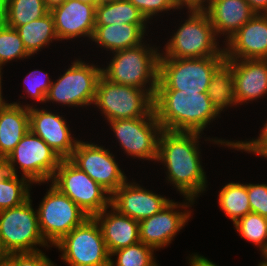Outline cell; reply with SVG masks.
I'll list each match as a JSON object with an SVG mask.
<instances>
[{
	"instance_id": "36",
	"label": "cell",
	"mask_w": 267,
	"mask_h": 266,
	"mask_svg": "<svg viewBox=\"0 0 267 266\" xmlns=\"http://www.w3.org/2000/svg\"><path fill=\"white\" fill-rule=\"evenodd\" d=\"M251 212L267 217V184H246Z\"/></svg>"
},
{
	"instance_id": "45",
	"label": "cell",
	"mask_w": 267,
	"mask_h": 266,
	"mask_svg": "<svg viewBox=\"0 0 267 266\" xmlns=\"http://www.w3.org/2000/svg\"><path fill=\"white\" fill-rule=\"evenodd\" d=\"M2 69L0 68V106H3L6 104V101L4 97L2 96Z\"/></svg>"
},
{
	"instance_id": "17",
	"label": "cell",
	"mask_w": 267,
	"mask_h": 266,
	"mask_svg": "<svg viewBox=\"0 0 267 266\" xmlns=\"http://www.w3.org/2000/svg\"><path fill=\"white\" fill-rule=\"evenodd\" d=\"M126 180L112 195L111 206L119 213L141 221L161 211L171 201L135 182Z\"/></svg>"
},
{
	"instance_id": "49",
	"label": "cell",
	"mask_w": 267,
	"mask_h": 266,
	"mask_svg": "<svg viewBox=\"0 0 267 266\" xmlns=\"http://www.w3.org/2000/svg\"><path fill=\"white\" fill-rule=\"evenodd\" d=\"M10 0H0V9H2Z\"/></svg>"
},
{
	"instance_id": "47",
	"label": "cell",
	"mask_w": 267,
	"mask_h": 266,
	"mask_svg": "<svg viewBox=\"0 0 267 266\" xmlns=\"http://www.w3.org/2000/svg\"><path fill=\"white\" fill-rule=\"evenodd\" d=\"M264 256V261H261L258 266H267V253H262Z\"/></svg>"
},
{
	"instance_id": "15",
	"label": "cell",
	"mask_w": 267,
	"mask_h": 266,
	"mask_svg": "<svg viewBox=\"0 0 267 266\" xmlns=\"http://www.w3.org/2000/svg\"><path fill=\"white\" fill-rule=\"evenodd\" d=\"M191 205H194V200L186 197L182 204L172 200L157 214L139 221L140 242L155 250L169 245L191 217V211L186 210ZM181 207L184 212L176 211Z\"/></svg>"
},
{
	"instance_id": "27",
	"label": "cell",
	"mask_w": 267,
	"mask_h": 266,
	"mask_svg": "<svg viewBox=\"0 0 267 266\" xmlns=\"http://www.w3.org/2000/svg\"><path fill=\"white\" fill-rule=\"evenodd\" d=\"M44 0H10L0 9V20L8 27L16 29L48 14Z\"/></svg>"
},
{
	"instance_id": "33",
	"label": "cell",
	"mask_w": 267,
	"mask_h": 266,
	"mask_svg": "<svg viewBox=\"0 0 267 266\" xmlns=\"http://www.w3.org/2000/svg\"><path fill=\"white\" fill-rule=\"evenodd\" d=\"M31 183L23 176L12 181H0V211L19 206L27 201L31 197Z\"/></svg>"
},
{
	"instance_id": "43",
	"label": "cell",
	"mask_w": 267,
	"mask_h": 266,
	"mask_svg": "<svg viewBox=\"0 0 267 266\" xmlns=\"http://www.w3.org/2000/svg\"><path fill=\"white\" fill-rule=\"evenodd\" d=\"M66 0H44L46 7L51 10L52 8L62 5Z\"/></svg>"
},
{
	"instance_id": "32",
	"label": "cell",
	"mask_w": 267,
	"mask_h": 266,
	"mask_svg": "<svg viewBox=\"0 0 267 266\" xmlns=\"http://www.w3.org/2000/svg\"><path fill=\"white\" fill-rule=\"evenodd\" d=\"M31 55L25 49L18 31L0 20V68L14 59H26Z\"/></svg>"
},
{
	"instance_id": "46",
	"label": "cell",
	"mask_w": 267,
	"mask_h": 266,
	"mask_svg": "<svg viewBox=\"0 0 267 266\" xmlns=\"http://www.w3.org/2000/svg\"><path fill=\"white\" fill-rule=\"evenodd\" d=\"M114 1L116 0H95V5L100 6V5L108 4Z\"/></svg>"
},
{
	"instance_id": "10",
	"label": "cell",
	"mask_w": 267,
	"mask_h": 266,
	"mask_svg": "<svg viewBox=\"0 0 267 266\" xmlns=\"http://www.w3.org/2000/svg\"><path fill=\"white\" fill-rule=\"evenodd\" d=\"M71 64L63 75L52 81L45 103L55 102L69 107H87L94 103L102 68L93 63L86 64L79 58Z\"/></svg>"
},
{
	"instance_id": "25",
	"label": "cell",
	"mask_w": 267,
	"mask_h": 266,
	"mask_svg": "<svg viewBox=\"0 0 267 266\" xmlns=\"http://www.w3.org/2000/svg\"><path fill=\"white\" fill-rule=\"evenodd\" d=\"M27 52L32 56L41 51L44 47L56 39L58 36L52 14L49 12L40 19L31 21L16 28Z\"/></svg>"
},
{
	"instance_id": "34",
	"label": "cell",
	"mask_w": 267,
	"mask_h": 266,
	"mask_svg": "<svg viewBox=\"0 0 267 266\" xmlns=\"http://www.w3.org/2000/svg\"><path fill=\"white\" fill-rule=\"evenodd\" d=\"M46 77V78H44ZM25 93H28V97L35 99L37 102L45 103V97L52 84L51 78L47 73L41 70H34L29 72L23 80Z\"/></svg>"
},
{
	"instance_id": "2",
	"label": "cell",
	"mask_w": 267,
	"mask_h": 266,
	"mask_svg": "<svg viewBox=\"0 0 267 266\" xmlns=\"http://www.w3.org/2000/svg\"><path fill=\"white\" fill-rule=\"evenodd\" d=\"M153 110L162 130L201 133L219 117L207 92L156 90Z\"/></svg>"
},
{
	"instance_id": "7",
	"label": "cell",
	"mask_w": 267,
	"mask_h": 266,
	"mask_svg": "<svg viewBox=\"0 0 267 266\" xmlns=\"http://www.w3.org/2000/svg\"><path fill=\"white\" fill-rule=\"evenodd\" d=\"M0 241L8 254L37 252L50 247L39 227L31 197L19 206L0 211Z\"/></svg>"
},
{
	"instance_id": "16",
	"label": "cell",
	"mask_w": 267,
	"mask_h": 266,
	"mask_svg": "<svg viewBox=\"0 0 267 266\" xmlns=\"http://www.w3.org/2000/svg\"><path fill=\"white\" fill-rule=\"evenodd\" d=\"M29 108V129L52 148L61 159H69L79 140L72 137L63 116L47 109Z\"/></svg>"
},
{
	"instance_id": "8",
	"label": "cell",
	"mask_w": 267,
	"mask_h": 266,
	"mask_svg": "<svg viewBox=\"0 0 267 266\" xmlns=\"http://www.w3.org/2000/svg\"><path fill=\"white\" fill-rule=\"evenodd\" d=\"M50 182L89 217L111 206V194L69 159L61 160Z\"/></svg>"
},
{
	"instance_id": "30",
	"label": "cell",
	"mask_w": 267,
	"mask_h": 266,
	"mask_svg": "<svg viewBox=\"0 0 267 266\" xmlns=\"http://www.w3.org/2000/svg\"><path fill=\"white\" fill-rule=\"evenodd\" d=\"M239 235L261 249V253H267V217L249 212L235 224Z\"/></svg>"
},
{
	"instance_id": "1",
	"label": "cell",
	"mask_w": 267,
	"mask_h": 266,
	"mask_svg": "<svg viewBox=\"0 0 267 266\" xmlns=\"http://www.w3.org/2000/svg\"><path fill=\"white\" fill-rule=\"evenodd\" d=\"M200 136L197 132L162 130L156 160L167 169V182L174 184L184 198L194 201L206 191L208 182L200 161Z\"/></svg>"
},
{
	"instance_id": "31",
	"label": "cell",
	"mask_w": 267,
	"mask_h": 266,
	"mask_svg": "<svg viewBox=\"0 0 267 266\" xmlns=\"http://www.w3.org/2000/svg\"><path fill=\"white\" fill-rule=\"evenodd\" d=\"M154 250L153 247L138 242L114 251L110 258L115 255L118 257L116 261L110 259V266H158L153 256Z\"/></svg>"
},
{
	"instance_id": "26",
	"label": "cell",
	"mask_w": 267,
	"mask_h": 266,
	"mask_svg": "<svg viewBox=\"0 0 267 266\" xmlns=\"http://www.w3.org/2000/svg\"><path fill=\"white\" fill-rule=\"evenodd\" d=\"M207 95L219 114L236 106L232 65L225 59L213 72Z\"/></svg>"
},
{
	"instance_id": "22",
	"label": "cell",
	"mask_w": 267,
	"mask_h": 266,
	"mask_svg": "<svg viewBox=\"0 0 267 266\" xmlns=\"http://www.w3.org/2000/svg\"><path fill=\"white\" fill-rule=\"evenodd\" d=\"M111 208V210H107ZM108 212V213H107ZM102 230L108 253L140 242L139 221L119 213L112 206L94 216Z\"/></svg>"
},
{
	"instance_id": "52",
	"label": "cell",
	"mask_w": 267,
	"mask_h": 266,
	"mask_svg": "<svg viewBox=\"0 0 267 266\" xmlns=\"http://www.w3.org/2000/svg\"><path fill=\"white\" fill-rule=\"evenodd\" d=\"M180 9V0H171Z\"/></svg>"
},
{
	"instance_id": "48",
	"label": "cell",
	"mask_w": 267,
	"mask_h": 266,
	"mask_svg": "<svg viewBox=\"0 0 267 266\" xmlns=\"http://www.w3.org/2000/svg\"><path fill=\"white\" fill-rule=\"evenodd\" d=\"M0 266H14L8 259L0 262Z\"/></svg>"
},
{
	"instance_id": "4",
	"label": "cell",
	"mask_w": 267,
	"mask_h": 266,
	"mask_svg": "<svg viewBox=\"0 0 267 266\" xmlns=\"http://www.w3.org/2000/svg\"><path fill=\"white\" fill-rule=\"evenodd\" d=\"M188 10L187 20L168 40L160 58L225 57L208 14L203 9Z\"/></svg>"
},
{
	"instance_id": "5",
	"label": "cell",
	"mask_w": 267,
	"mask_h": 266,
	"mask_svg": "<svg viewBox=\"0 0 267 266\" xmlns=\"http://www.w3.org/2000/svg\"><path fill=\"white\" fill-rule=\"evenodd\" d=\"M153 103L154 97L148 91L111 82L101 75L93 104L109 122L152 115Z\"/></svg>"
},
{
	"instance_id": "3",
	"label": "cell",
	"mask_w": 267,
	"mask_h": 266,
	"mask_svg": "<svg viewBox=\"0 0 267 266\" xmlns=\"http://www.w3.org/2000/svg\"><path fill=\"white\" fill-rule=\"evenodd\" d=\"M145 44L113 52L111 62L102 68V75L111 82L144 89L154 97L160 50Z\"/></svg>"
},
{
	"instance_id": "21",
	"label": "cell",
	"mask_w": 267,
	"mask_h": 266,
	"mask_svg": "<svg viewBox=\"0 0 267 266\" xmlns=\"http://www.w3.org/2000/svg\"><path fill=\"white\" fill-rule=\"evenodd\" d=\"M203 10L216 35L226 41L256 14L246 0H210Z\"/></svg>"
},
{
	"instance_id": "19",
	"label": "cell",
	"mask_w": 267,
	"mask_h": 266,
	"mask_svg": "<svg viewBox=\"0 0 267 266\" xmlns=\"http://www.w3.org/2000/svg\"><path fill=\"white\" fill-rule=\"evenodd\" d=\"M58 40L77 37L92 39L95 31L96 5L78 0H66L50 10Z\"/></svg>"
},
{
	"instance_id": "23",
	"label": "cell",
	"mask_w": 267,
	"mask_h": 266,
	"mask_svg": "<svg viewBox=\"0 0 267 266\" xmlns=\"http://www.w3.org/2000/svg\"><path fill=\"white\" fill-rule=\"evenodd\" d=\"M30 107L20 102L0 106V156H8L29 130Z\"/></svg>"
},
{
	"instance_id": "39",
	"label": "cell",
	"mask_w": 267,
	"mask_h": 266,
	"mask_svg": "<svg viewBox=\"0 0 267 266\" xmlns=\"http://www.w3.org/2000/svg\"><path fill=\"white\" fill-rule=\"evenodd\" d=\"M19 178L17 168L8 156H0V181H12Z\"/></svg>"
},
{
	"instance_id": "12",
	"label": "cell",
	"mask_w": 267,
	"mask_h": 266,
	"mask_svg": "<svg viewBox=\"0 0 267 266\" xmlns=\"http://www.w3.org/2000/svg\"><path fill=\"white\" fill-rule=\"evenodd\" d=\"M124 153L138 159L156 161L162 131L155 113L140 118L109 121Z\"/></svg>"
},
{
	"instance_id": "20",
	"label": "cell",
	"mask_w": 267,
	"mask_h": 266,
	"mask_svg": "<svg viewBox=\"0 0 267 266\" xmlns=\"http://www.w3.org/2000/svg\"><path fill=\"white\" fill-rule=\"evenodd\" d=\"M232 65L236 105L267 94V59H226Z\"/></svg>"
},
{
	"instance_id": "24",
	"label": "cell",
	"mask_w": 267,
	"mask_h": 266,
	"mask_svg": "<svg viewBox=\"0 0 267 266\" xmlns=\"http://www.w3.org/2000/svg\"><path fill=\"white\" fill-rule=\"evenodd\" d=\"M147 24L95 25L92 42L107 51L116 52L143 43Z\"/></svg>"
},
{
	"instance_id": "41",
	"label": "cell",
	"mask_w": 267,
	"mask_h": 266,
	"mask_svg": "<svg viewBox=\"0 0 267 266\" xmlns=\"http://www.w3.org/2000/svg\"><path fill=\"white\" fill-rule=\"evenodd\" d=\"M188 261L190 266H218L213 261H209L208 258L196 253L193 256L191 255Z\"/></svg>"
},
{
	"instance_id": "29",
	"label": "cell",
	"mask_w": 267,
	"mask_h": 266,
	"mask_svg": "<svg viewBox=\"0 0 267 266\" xmlns=\"http://www.w3.org/2000/svg\"><path fill=\"white\" fill-rule=\"evenodd\" d=\"M218 197L220 209L233 224L251 212L246 183L230 182L223 186Z\"/></svg>"
},
{
	"instance_id": "35",
	"label": "cell",
	"mask_w": 267,
	"mask_h": 266,
	"mask_svg": "<svg viewBox=\"0 0 267 266\" xmlns=\"http://www.w3.org/2000/svg\"><path fill=\"white\" fill-rule=\"evenodd\" d=\"M263 129L261 130L259 137L257 139H252L251 141H226L225 139H207L208 141L212 142L214 141V144H221L223 146H228V148L230 147L233 149H237L242 150V151H246L248 153H252V154H257L259 155L266 147H267V121L266 123L263 125Z\"/></svg>"
},
{
	"instance_id": "6",
	"label": "cell",
	"mask_w": 267,
	"mask_h": 266,
	"mask_svg": "<svg viewBox=\"0 0 267 266\" xmlns=\"http://www.w3.org/2000/svg\"><path fill=\"white\" fill-rule=\"evenodd\" d=\"M225 57L159 58L156 90L207 92L214 70Z\"/></svg>"
},
{
	"instance_id": "40",
	"label": "cell",
	"mask_w": 267,
	"mask_h": 266,
	"mask_svg": "<svg viewBox=\"0 0 267 266\" xmlns=\"http://www.w3.org/2000/svg\"><path fill=\"white\" fill-rule=\"evenodd\" d=\"M210 0H180V8L188 9H203Z\"/></svg>"
},
{
	"instance_id": "28",
	"label": "cell",
	"mask_w": 267,
	"mask_h": 266,
	"mask_svg": "<svg viewBox=\"0 0 267 266\" xmlns=\"http://www.w3.org/2000/svg\"><path fill=\"white\" fill-rule=\"evenodd\" d=\"M145 16L129 1L114 2L96 6L95 25L147 24Z\"/></svg>"
},
{
	"instance_id": "38",
	"label": "cell",
	"mask_w": 267,
	"mask_h": 266,
	"mask_svg": "<svg viewBox=\"0 0 267 266\" xmlns=\"http://www.w3.org/2000/svg\"><path fill=\"white\" fill-rule=\"evenodd\" d=\"M14 266H57L42 250L30 253H12L7 258Z\"/></svg>"
},
{
	"instance_id": "50",
	"label": "cell",
	"mask_w": 267,
	"mask_h": 266,
	"mask_svg": "<svg viewBox=\"0 0 267 266\" xmlns=\"http://www.w3.org/2000/svg\"><path fill=\"white\" fill-rule=\"evenodd\" d=\"M267 159V147L258 155Z\"/></svg>"
},
{
	"instance_id": "9",
	"label": "cell",
	"mask_w": 267,
	"mask_h": 266,
	"mask_svg": "<svg viewBox=\"0 0 267 266\" xmlns=\"http://www.w3.org/2000/svg\"><path fill=\"white\" fill-rule=\"evenodd\" d=\"M54 246L69 266H110V254L94 217H88Z\"/></svg>"
},
{
	"instance_id": "11",
	"label": "cell",
	"mask_w": 267,
	"mask_h": 266,
	"mask_svg": "<svg viewBox=\"0 0 267 266\" xmlns=\"http://www.w3.org/2000/svg\"><path fill=\"white\" fill-rule=\"evenodd\" d=\"M40 231L54 246L89 216L68 196L51 184L37 209Z\"/></svg>"
},
{
	"instance_id": "14",
	"label": "cell",
	"mask_w": 267,
	"mask_h": 266,
	"mask_svg": "<svg viewBox=\"0 0 267 266\" xmlns=\"http://www.w3.org/2000/svg\"><path fill=\"white\" fill-rule=\"evenodd\" d=\"M69 160L111 195L127 180L114 155L104 146L79 140Z\"/></svg>"
},
{
	"instance_id": "44",
	"label": "cell",
	"mask_w": 267,
	"mask_h": 266,
	"mask_svg": "<svg viewBox=\"0 0 267 266\" xmlns=\"http://www.w3.org/2000/svg\"><path fill=\"white\" fill-rule=\"evenodd\" d=\"M8 253L5 251V249L3 248V245L0 241V262L6 260L8 258Z\"/></svg>"
},
{
	"instance_id": "18",
	"label": "cell",
	"mask_w": 267,
	"mask_h": 266,
	"mask_svg": "<svg viewBox=\"0 0 267 266\" xmlns=\"http://www.w3.org/2000/svg\"><path fill=\"white\" fill-rule=\"evenodd\" d=\"M226 42V59H267V14L256 13Z\"/></svg>"
},
{
	"instance_id": "42",
	"label": "cell",
	"mask_w": 267,
	"mask_h": 266,
	"mask_svg": "<svg viewBox=\"0 0 267 266\" xmlns=\"http://www.w3.org/2000/svg\"><path fill=\"white\" fill-rule=\"evenodd\" d=\"M251 8L259 14H267V0H246Z\"/></svg>"
},
{
	"instance_id": "51",
	"label": "cell",
	"mask_w": 267,
	"mask_h": 266,
	"mask_svg": "<svg viewBox=\"0 0 267 266\" xmlns=\"http://www.w3.org/2000/svg\"><path fill=\"white\" fill-rule=\"evenodd\" d=\"M78 1L95 5V0H78Z\"/></svg>"
},
{
	"instance_id": "13",
	"label": "cell",
	"mask_w": 267,
	"mask_h": 266,
	"mask_svg": "<svg viewBox=\"0 0 267 266\" xmlns=\"http://www.w3.org/2000/svg\"><path fill=\"white\" fill-rule=\"evenodd\" d=\"M22 171V176L33 183L50 182L61 162L58 154L30 129L8 155Z\"/></svg>"
},
{
	"instance_id": "37",
	"label": "cell",
	"mask_w": 267,
	"mask_h": 266,
	"mask_svg": "<svg viewBox=\"0 0 267 266\" xmlns=\"http://www.w3.org/2000/svg\"><path fill=\"white\" fill-rule=\"evenodd\" d=\"M147 20L158 13L179 9L171 0H129Z\"/></svg>"
}]
</instances>
